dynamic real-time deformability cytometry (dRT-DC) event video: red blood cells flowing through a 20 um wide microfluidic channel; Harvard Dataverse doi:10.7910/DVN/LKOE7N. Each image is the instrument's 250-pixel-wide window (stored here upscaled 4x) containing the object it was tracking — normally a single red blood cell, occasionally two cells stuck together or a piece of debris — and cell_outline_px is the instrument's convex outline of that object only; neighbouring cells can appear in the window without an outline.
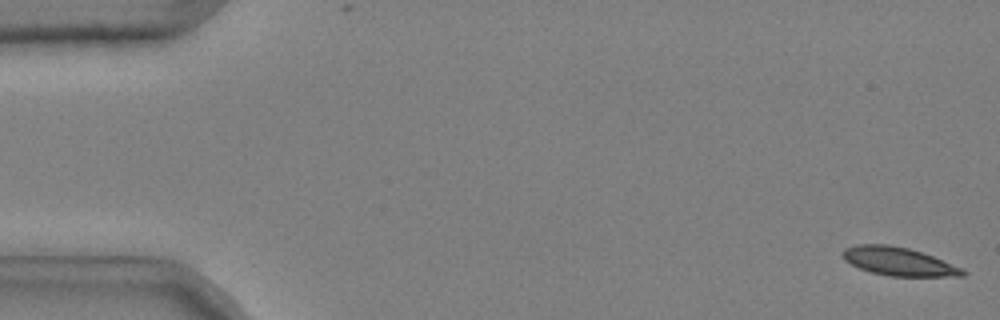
{"species": "common noctule bat (a hibernating species)", "species_latin": "Nyctalus noctula", "temperature_condition": "cold", "stored_images_in_passage": 52, "camera_frame_rate_fps": 3000, "um_per_image_px": 0.085, "animal": {"sex": "male", "body_mass_g": 20.4}, "frame": {"image": 1, "passage_image": 1, "time_ms": 0.0, "image_size_px": [1000, 320], "cell_outline_px": [[968, 272], [964, 276], [888, 276], [872, 272], [860, 268], [844, 260], [840, 252], [844, 248], [856, 244], [888, 244], [908, 248], [932, 256], [964, 268]], "centroid_in_image_um": [76.37, 22.22], "position_along_channel_um": 8.6, "area_um2": 19.88}}
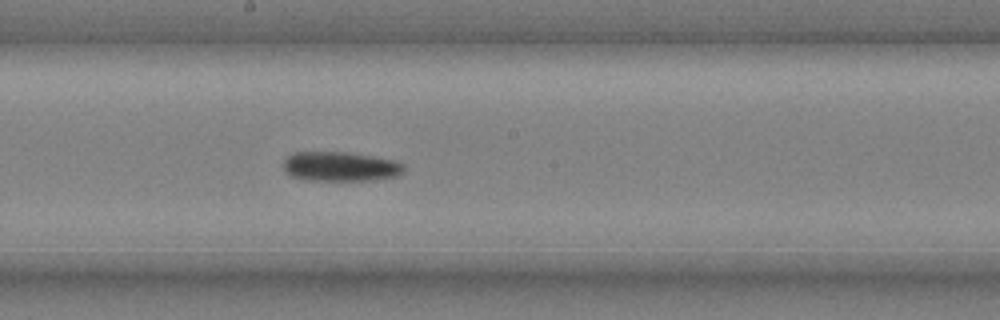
{"frame": {"image": 2, "passage_image": 29, "time_ms": 9.333, "image_size_px": [1000, 320], "cell_outline_px": [[404, 172], [396, 176], [372, 180], [304, 180], [292, 176], [284, 168], [284, 160], [292, 152], [344, 152], [372, 156], [396, 160], [404, 164]], "centroid_in_image_um": [28.95, 14.15], "position_along_channel_um": 219.2, "area_um2": 20.69}}
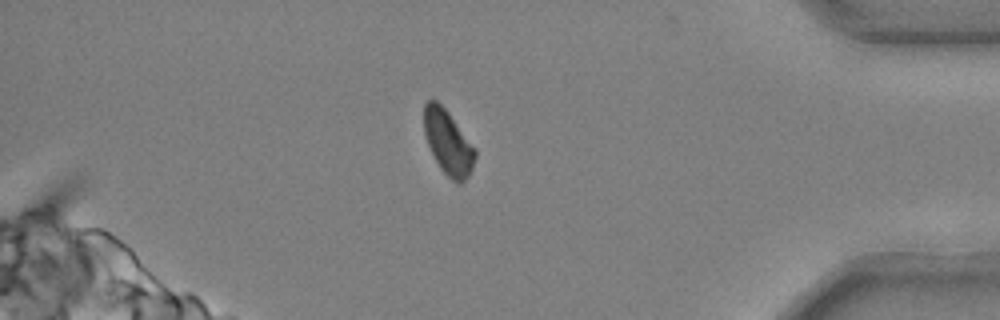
{"frame": {"image": 3, "passage_image": 46, "time_ms": 15.0, "image_size_px": [1000, 320], "cell_outline_px": [[476, 156], [472, 168], [468, 176], [460, 184], [456, 184], [440, 168], [428, 144], [424, 132], [424, 104], [428, 100], [436, 100], [448, 112], [476, 148]], "centroid_in_image_um": [38.1, 12.11], "position_along_channel_um": 397.1, "area_um2": 19.02}, "authors_computed_cell_mechanics": {"area_um2": 20.4034, "velocity_mm_per_s": 3.6927, "shape_relaxation_time_tau1_ms": 7.8885, "shape_relaxation_time_tau2_ms": null, "deformation_change_tau1": 0.1689, "deformation_change_tau2": null}}